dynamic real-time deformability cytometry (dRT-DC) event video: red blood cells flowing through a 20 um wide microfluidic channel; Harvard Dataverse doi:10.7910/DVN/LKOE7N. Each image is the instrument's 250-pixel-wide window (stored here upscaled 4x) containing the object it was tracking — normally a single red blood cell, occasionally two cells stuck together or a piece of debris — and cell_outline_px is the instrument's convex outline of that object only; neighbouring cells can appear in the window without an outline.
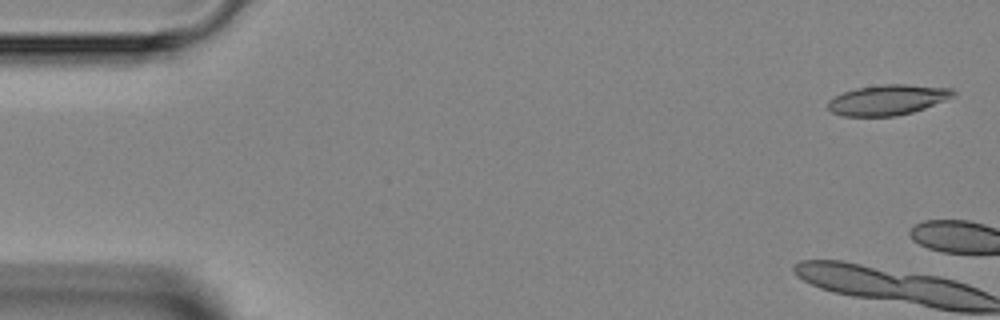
{"species": "Egyptian fruit bat (a non-hibernating species)", "species_latin": "Rousettus aegyptiacus", "temperature_condition": "room temperature", "stored_images_in_passage": 6, "camera_frame_rate_fps": 3000, "um_per_image_px": 0.085, "animal": {"sex": "female"}, "frame": {"image": 1, "passage_image": 6, "time_ms": 6.667, "image_size_px": [1000, 320], "cell_outline_px": [[956, 96], [924, 108], [912, 112], [896, 116], [844, 116], [832, 112], [828, 108], [828, 100], [844, 92], [856, 88], [884, 84], [908, 84], [952, 88], [956, 92]], "centroid_in_image_um": [75.49, 8.48], "position_along_channel_um": 9.5, "area_um2": 22.14}}